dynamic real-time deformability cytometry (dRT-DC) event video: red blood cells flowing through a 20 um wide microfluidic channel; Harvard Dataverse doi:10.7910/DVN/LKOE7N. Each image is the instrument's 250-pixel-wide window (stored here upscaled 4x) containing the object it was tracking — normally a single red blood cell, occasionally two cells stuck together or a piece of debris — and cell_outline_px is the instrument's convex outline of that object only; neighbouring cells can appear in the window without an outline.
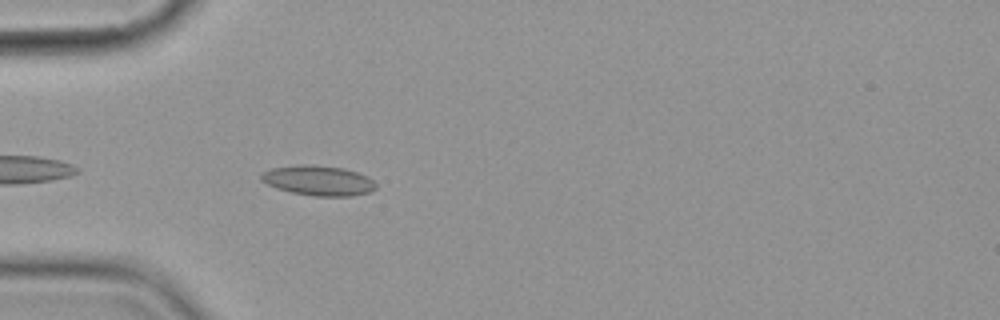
{"species": "common noctule bat (a hibernating species)", "species_latin": "Nyctalus noctula", "temperature_condition": "cold", "stored_images_in_passage": 4, "camera_frame_rate_fps": 3000, "um_per_image_px": 0.085, "animal": {"sex": "female", "body_mass_g": 19.9}, "frame": {"image": 1, "passage_image": 4, "time_ms": 3.667, "image_size_px": [1000, 320], "cell_outline_px": [[376, 188], [372, 192], [352, 196], [316, 196], [292, 192], [276, 188], [260, 180], [260, 176], [264, 172], [272, 168], [300, 164], [312, 164], [344, 168], [368, 176], [376, 184]], "centroid_in_image_um": [27.09, 15.34], "position_along_channel_um": 57.9, "area_um2": 20.11}}